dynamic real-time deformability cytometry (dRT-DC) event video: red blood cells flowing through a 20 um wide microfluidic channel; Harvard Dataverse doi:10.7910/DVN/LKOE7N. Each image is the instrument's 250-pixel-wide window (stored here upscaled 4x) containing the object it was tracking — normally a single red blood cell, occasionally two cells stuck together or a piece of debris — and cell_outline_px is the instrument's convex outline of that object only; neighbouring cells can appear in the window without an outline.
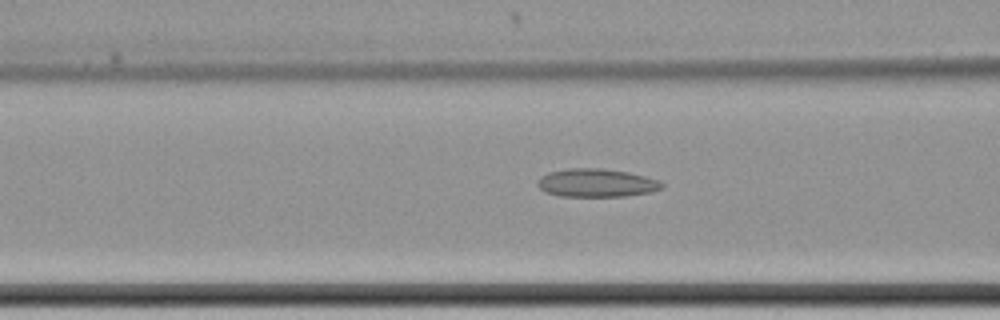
{"species": "common noctule bat (a hibernating species)", "species_latin": "Nyctalus noctula", "temperature_condition": "cold", "stored_images_in_passage": 60, "camera_frame_rate_fps": 3000, "um_per_image_px": 0.085, "animal": {"sex": "female", "body_mass_g": 22.7, "forearm_length_mm": 54.2}, "frame": {"image": 1, "passage_image": 24, "time_ms": 7.667, "image_size_px": [1000, 320], "cell_outline_px": [[664, 188], [652, 192], [624, 196], [560, 196], [544, 192], [536, 184], [540, 176], [548, 172], [568, 168], [600, 168], [628, 172], [660, 180], [664, 184]], "centroid_in_image_um": [50.7, 15.54], "position_along_channel_um": 115.9, "area_um2": 20.63}}
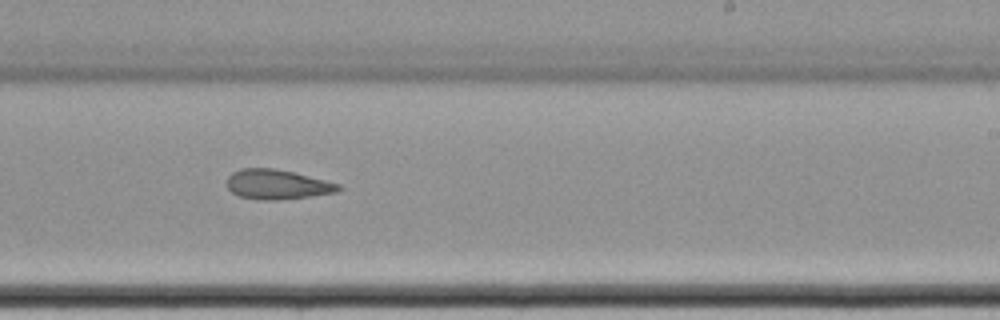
{"frame": {"image": 2, "passage_image": 37, "time_ms": 12.0, "image_size_px": [1000, 320], "cell_outline_px": [[344, 188], [340, 192], [312, 196], [280, 200], [256, 200], [240, 196], [232, 192], [224, 184], [228, 176], [232, 172], [240, 168], [272, 168], [292, 172], [340, 184]], "centroid_in_image_um": [23.55, 15.69], "position_along_channel_um": 265.4, "area_um2": 19.59}}
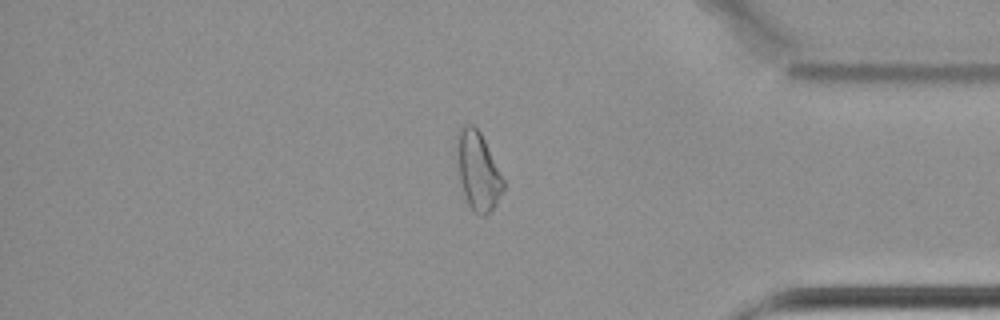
{"frame": {"image": 3, "passage_image": 50, "time_ms": 16.333, "image_size_px": [1000, 320], "cell_outline_px": [[504, 188], [492, 208], [484, 216], [480, 216], [468, 204], [460, 180], [456, 136], [456, 132], [460, 124], [472, 124], [480, 132], [504, 180]], "centroid_in_image_um": [40.6, 14.47], "position_along_channel_um": 394.6, "area_um2": 20.63}}